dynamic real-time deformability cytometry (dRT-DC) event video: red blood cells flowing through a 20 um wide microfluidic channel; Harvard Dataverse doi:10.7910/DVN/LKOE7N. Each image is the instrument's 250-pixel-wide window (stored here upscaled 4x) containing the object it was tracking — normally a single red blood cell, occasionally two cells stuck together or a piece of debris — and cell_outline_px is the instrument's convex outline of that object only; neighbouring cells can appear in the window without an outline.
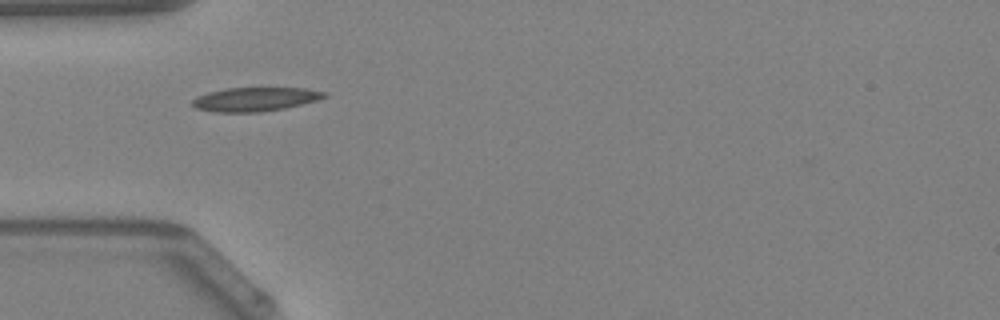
{"species": "Egyptian fruit bat (a non-hibernating species)", "species_latin": "Rousettus aegyptiacus", "temperature_condition": "warm", "stored_images_in_passage": 5, "camera_frame_rate_fps": 3000, "um_per_image_px": 0.085, "animal": {"sex": "female"}, "frame": {"image": 1, "passage_image": 1, "time_ms": 0.0, "image_size_px": [1000, 320], "cell_outline_px": [[328, 96], [316, 100], [284, 108], [260, 112], [212, 112], [196, 108], [192, 104], [192, 100], [196, 96], [208, 92], [228, 88], [304, 88], [328, 92]], "centroid_in_image_um": [21.67, 8.43], "position_along_channel_um": 63.3, "area_um2": 18.32}}